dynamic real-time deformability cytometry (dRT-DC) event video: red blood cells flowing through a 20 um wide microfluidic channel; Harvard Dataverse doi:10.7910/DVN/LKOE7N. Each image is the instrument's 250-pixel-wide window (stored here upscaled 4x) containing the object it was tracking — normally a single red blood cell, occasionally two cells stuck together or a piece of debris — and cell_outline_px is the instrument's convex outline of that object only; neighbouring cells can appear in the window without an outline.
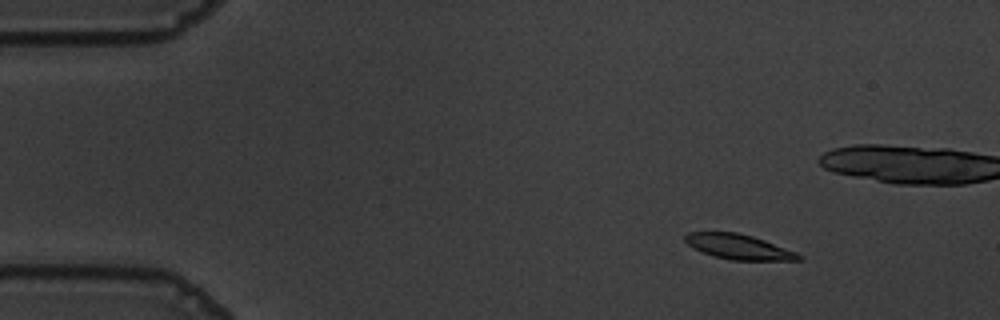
{"species": "common noctule bat (a hibernating species)", "species_latin": "Nyctalus noctula", "temperature_condition": "warm", "stored_images_in_passage": 58, "camera_frame_rate_fps": 3000, "um_per_image_px": 0.085, "animal": {"sex": "male", "body_mass_g": 19.5, "forearm_length_mm": 54.6}, "frame": {"image": 1, "passage_image": 8, "time_ms": 2.333, "image_size_px": [1000, 320], "cell_outline_px": [[804, 260], [732, 260], [712, 256], [692, 248], [684, 240], [684, 236], [688, 232], [736, 232], [752, 236], [764, 240], [796, 252], [804, 256]], "centroid_in_image_um": [62.78, 20.98], "position_along_channel_um": 22.2, "area_um2": 16.59}}
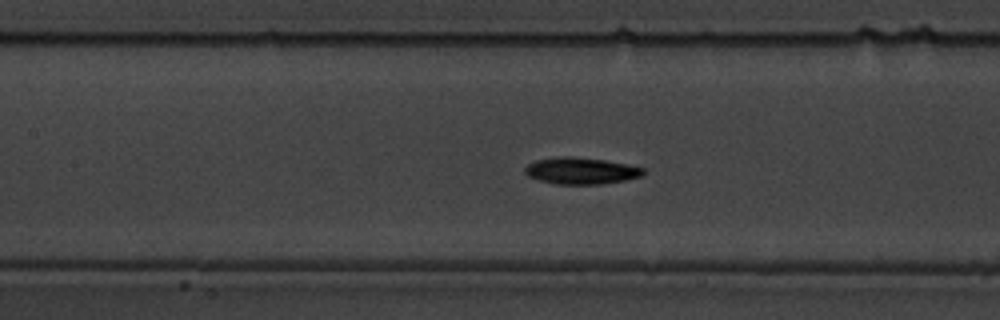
{"frame": {"image": 2, "passage_image": 26, "time_ms": 8.333, "image_size_px": [1000, 320], "cell_outline_px": [[644, 172], [640, 176], [624, 180], [600, 184], [556, 184], [536, 180], [528, 176], [524, 172], [524, 168], [528, 164], [536, 160], [560, 156], [572, 156], [604, 160], [628, 164], [644, 168]], "centroid_in_image_um": [49.34, 14.51], "position_along_channel_um": 158.1, "area_um2": 18.38}}
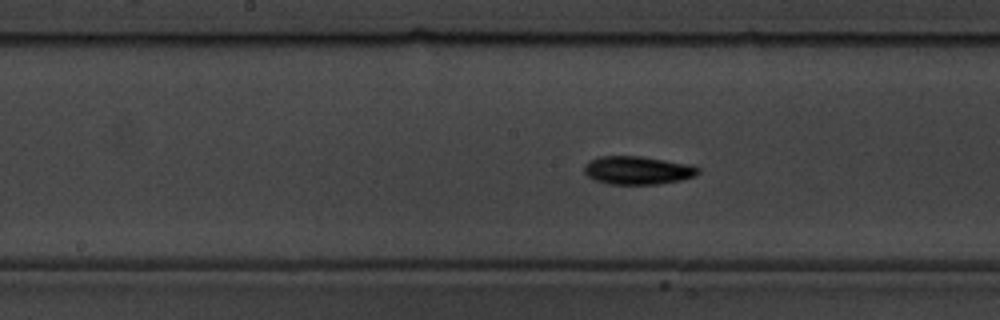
{"frame": {"image": 3, "passage_image": 29, "time_ms": 9.333, "image_size_px": [1000, 320], "cell_outline_px": [[700, 172], [696, 176], [680, 180], [660, 184], [608, 184], [596, 180], [588, 176], [584, 172], [584, 168], [592, 160], [600, 156], [640, 156], [692, 164], [700, 168]], "centroid_in_image_um": [54.27, 14.48], "position_along_channel_um": 193.9, "area_um2": 18.73}, "authors_computed_cell_mechanics": {"area_um2": 17.4267, "velocity_mm_per_s": 3.6103, "shape_relaxation_time_tau1_ms": 2.9062, "shape_relaxation_time_tau2_ms": 9.8402, "deformation_change_tau1": 0.1702, "deformation_change_tau2": 0.137}}